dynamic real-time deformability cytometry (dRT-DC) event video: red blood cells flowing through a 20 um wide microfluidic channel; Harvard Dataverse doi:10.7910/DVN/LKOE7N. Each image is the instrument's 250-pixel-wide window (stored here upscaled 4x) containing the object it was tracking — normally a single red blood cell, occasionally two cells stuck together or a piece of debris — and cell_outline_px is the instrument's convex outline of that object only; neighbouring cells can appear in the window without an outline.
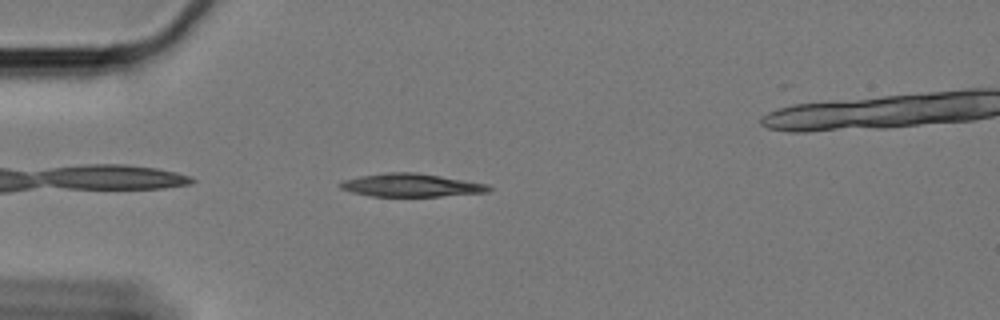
{"species": "Egyptian fruit bat (a non-hibernating species)", "species_latin": "Rousettus aegyptiacus", "temperature_condition": "cold", "stored_images_in_passage": 43, "camera_frame_rate_fps": 3000, "um_per_image_px": 0.085, "animal": {"sex": "female"}, "frame": {"image": 1, "passage_image": 3, "time_ms": 0.667, "image_size_px": [1000, 320], "cell_outline_px": [[492, 188], [488, 192], [440, 196], [372, 196], [352, 192], [340, 188], [340, 184], [344, 180], [360, 176], [384, 172], [416, 172], [488, 184]], "centroid_in_image_um": [34.95, 15.74], "position_along_channel_um": 50.0, "area_um2": 19.83}}
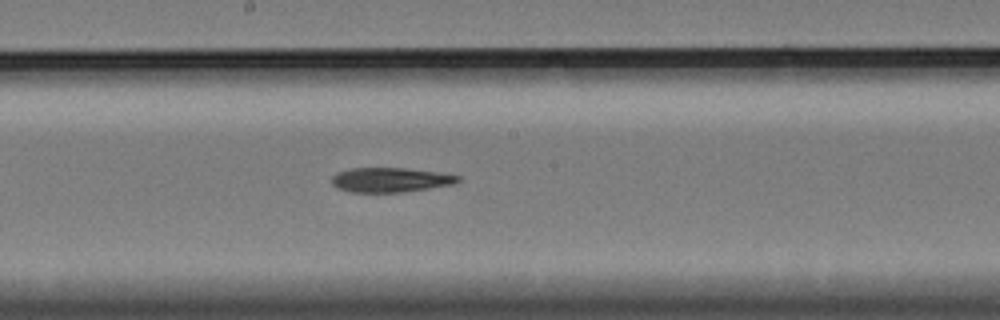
{"frame": {"image": 2, "passage_image": 19, "time_ms": 6.0, "image_size_px": [1000, 320], "cell_outline_px": [[460, 180], [452, 184], [428, 188], [400, 192], [352, 192], [340, 188], [332, 184], [332, 176], [336, 172], [352, 168], [404, 168], [436, 172], [460, 176]], "centroid_in_image_um": [33.15, 15.28], "position_along_channel_um": 215.1, "area_um2": 17.74}}
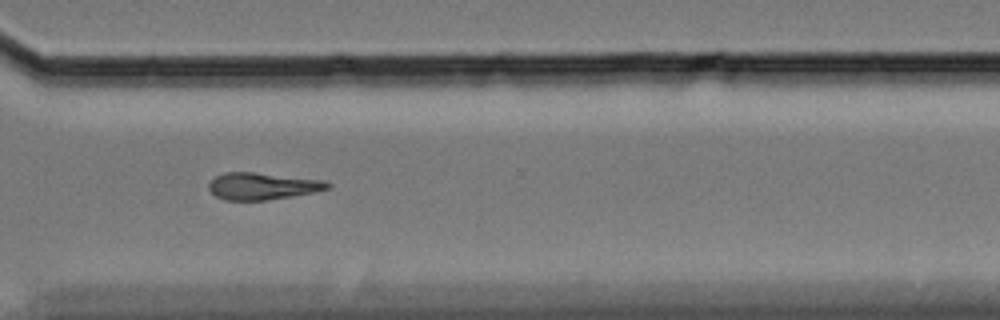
{"frame": {"image": 3, "passage_image": 31, "time_ms": 10.0, "image_size_px": [1000, 320], "cell_outline_px": [[332, 188], [316, 192], [268, 200], [224, 200], [216, 196], [208, 188], [208, 184], [216, 176], [224, 172], [252, 172], [324, 180], [332, 184]], "centroid_in_image_um": [22.34, 15.82], "position_along_channel_um": 348.3, "area_um2": 18.73}}